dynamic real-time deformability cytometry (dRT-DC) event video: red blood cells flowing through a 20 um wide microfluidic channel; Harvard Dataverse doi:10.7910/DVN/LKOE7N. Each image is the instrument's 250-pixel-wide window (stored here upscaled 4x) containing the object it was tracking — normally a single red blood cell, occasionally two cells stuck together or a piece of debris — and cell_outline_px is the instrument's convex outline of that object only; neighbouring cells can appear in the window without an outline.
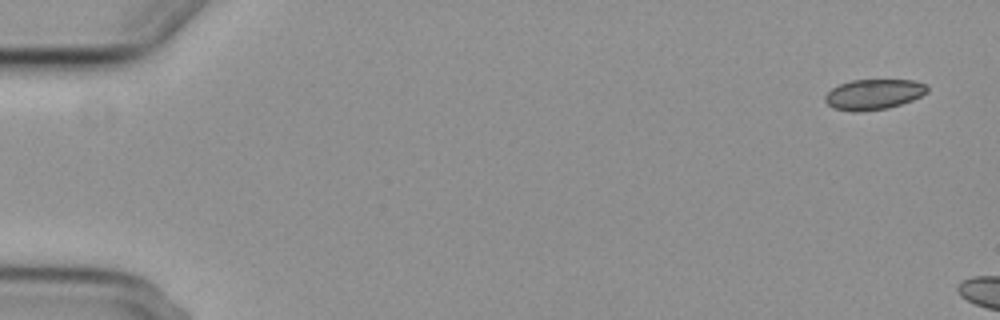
{"species": "common noctule bat (a hibernating species)", "species_latin": "Nyctalus noctula", "temperature_condition": "cold", "stored_images_in_passage": 3, "camera_frame_rate_fps": 3000, "um_per_image_px": 0.085, "animal": {"sex": "female", "body_mass_g": 29.2, "forearm_length_mm": 56.3}, "frame": {"image": 1, "passage_image": 1, "time_ms": 0.0, "image_size_px": [1000, 320], "cell_outline_px": [[928, 92], [912, 100], [888, 108], [860, 112], [852, 112], [832, 108], [824, 100], [824, 96], [832, 88], [840, 84], [852, 80], [912, 80], [928, 84]], "centroid_in_image_um": [74.25, 8.02], "position_along_channel_um": 10.7, "area_um2": 18.21}}